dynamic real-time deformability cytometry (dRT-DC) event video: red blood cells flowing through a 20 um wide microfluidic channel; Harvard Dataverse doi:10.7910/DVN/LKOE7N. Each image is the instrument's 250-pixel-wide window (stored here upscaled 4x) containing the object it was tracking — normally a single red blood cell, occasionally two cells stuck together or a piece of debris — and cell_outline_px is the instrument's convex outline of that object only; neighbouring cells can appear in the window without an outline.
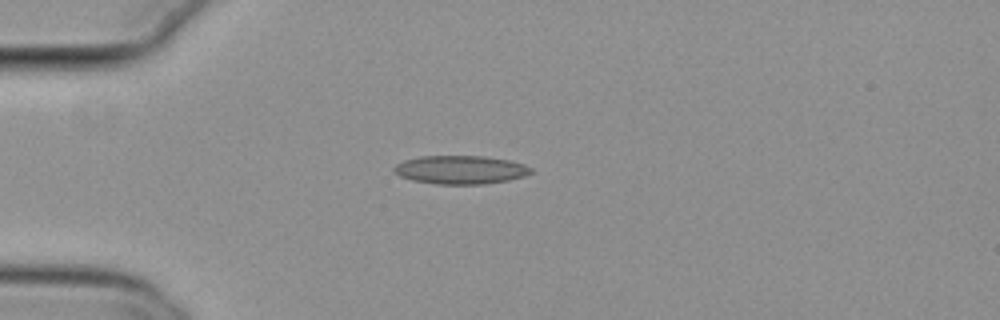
{"species": "common noctule bat (a hibernating species)", "species_latin": "Nyctalus noctula", "temperature_condition": "cold", "stored_images_in_passage": 41, "camera_frame_rate_fps": 3000, "um_per_image_px": 0.085, "animal": {"sex": "female", "body_mass_g": 29.2, "forearm_length_mm": 56.3}, "frame": {"image": 1, "passage_image": 1, "time_ms": 0.0, "image_size_px": [1000, 320], "cell_outline_px": [[532, 172], [524, 176], [508, 180], [484, 184], [436, 184], [412, 180], [400, 176], [392, 168], [396, 164], [404, 160], [420, 156], [484, 156], [508, 160], [524, 164], [532, 168]], "centroid_in_image_um": [39.14, 14.43], "position_along_channel_um": 45.9, "area_um2": 22.66}}
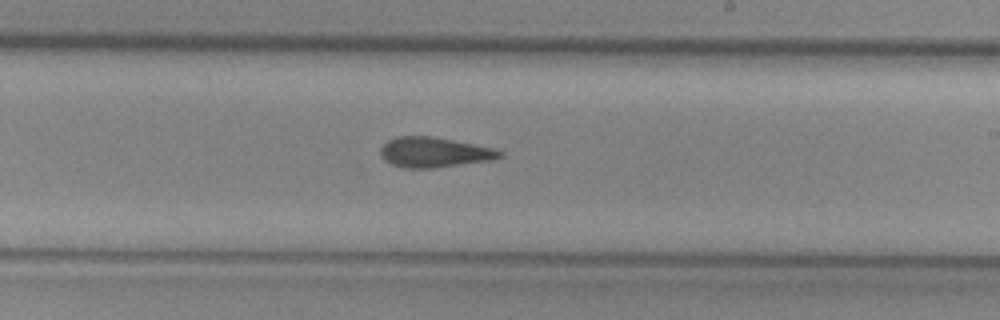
{"frame": {"image": 2, "passage_image": 19, "time_ms": 6.0, "image_size_px": [1000, 320], "cell_outline_px": [[504, 156], [492, 160], [432, 168], [404, 168], [392, 164], [384, 160], [380, 156], [380, 148], [388, 140], [396, 136], [428, 136], [452, 140], [496, 148], [504, 152]], "centroid_in_image_um": [36.91, 12.95], "position_along_channel_um": 252.1, "area_um2": 20.98}}
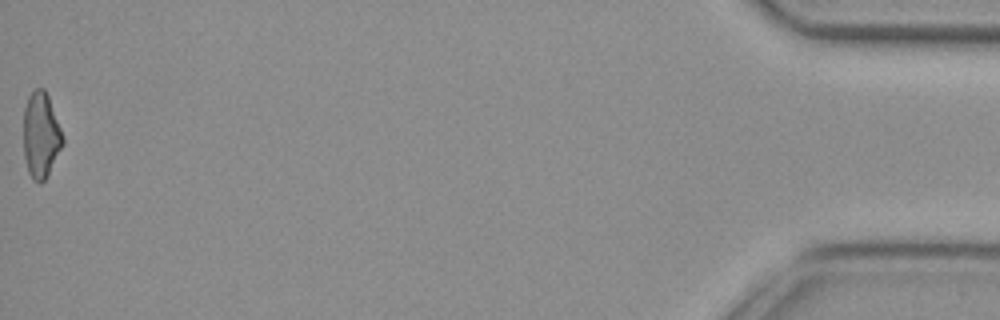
{"frame": {"image": 3, "passage_image": 41, "time_ms": 13.333, "image_size_px": [1000, 320], "cell_outline_px": [[64, 144], [44, 180], [40, 184], [32, 180], [28, 172], [24, 156], [24, 108], [28, 96], [36, 88], [44, 88], [48, 96], [64, 136]], "centroid_in_image_um": [3.48, 11.49], "position_along_channel_um": 431.7, "area_um2": 19.59}, "authors_computed_cell_mechanics": {"area_um2": 20.808, "velocity_mm_per_s": 3.8022, "shape_relaxation_time_tau1_ms": null, "shape_relaxation_time_tau2_ms": 2.8995, "deformation_change_tau1": null, "deformation_change_tau2": 0.1184}}